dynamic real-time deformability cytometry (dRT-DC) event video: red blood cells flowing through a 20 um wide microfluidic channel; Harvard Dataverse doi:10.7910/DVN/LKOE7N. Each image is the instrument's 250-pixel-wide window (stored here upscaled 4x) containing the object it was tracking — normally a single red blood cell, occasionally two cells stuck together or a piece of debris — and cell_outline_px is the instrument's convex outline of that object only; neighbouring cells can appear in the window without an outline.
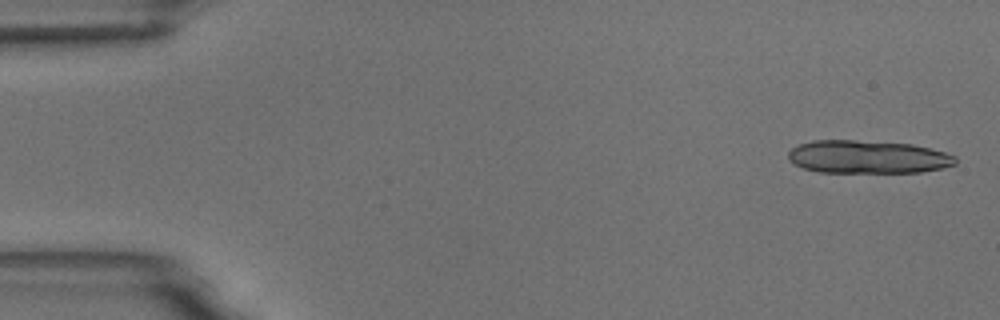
{"species": "common noctule bat (a hibernating species)", "species_latin": "Nyctalus noctula", "temperature_condition": "room temperature", "stored_images_in_passage": 5, "camera_frame_rate_fps": 3000, "um_per_image_px": 0.085, "animal": {"sex": "male", "body_mass_g": 18.8}, "frame": {"image": 1, "passage_image": 1, "time_ms": 0.0, "image_size_px": [1000, 320], "cell_outline_px": [[956, 164], [940, 168], [920, 172], [820, 172], [804, 168], [788, 160], [788, 152], [792, 148], [800, 144], [812, 140], [856, 140], [912, 144], [944, 152], [956, 156]], "centroid_in_image_um": [73.74, 13.33], "position_along_channel_um": 11.3, "area_um2": 32.02}}